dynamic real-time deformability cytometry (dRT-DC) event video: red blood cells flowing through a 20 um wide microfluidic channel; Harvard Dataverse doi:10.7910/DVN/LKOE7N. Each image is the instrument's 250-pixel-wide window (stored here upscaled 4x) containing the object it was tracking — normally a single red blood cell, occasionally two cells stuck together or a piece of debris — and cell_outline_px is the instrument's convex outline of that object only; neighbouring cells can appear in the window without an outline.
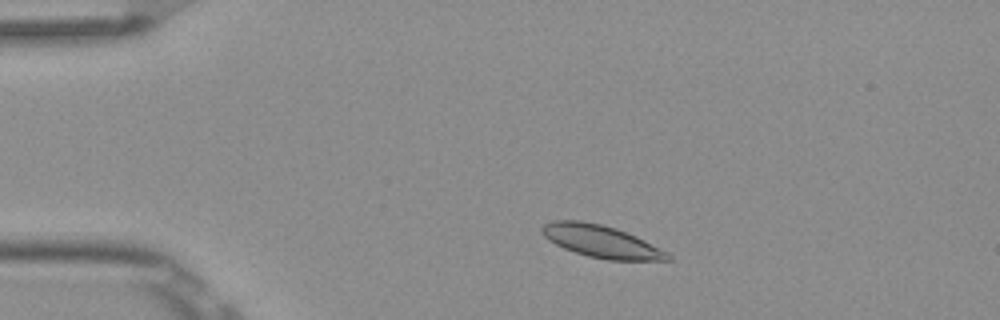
{"species": "Egyptian fruit bat (a non-hibernating species)", "species_latin": "Rousettus aegyptiacus", "temperature_condition": "room temperature", "stored_images_in_passage": 6, "camera_frame_rate_fps": 3000, "um_per_image_px": 0.085, "frame": {"image": 1, "passage_image": 2, "time_ms": 0.333, "image_size_px": [1000, 320], "cell_outline_px": [[672, 260], [608, 260], [588, 256], [564, 248], [548, 240], [544, 236], [540, 228], [544, 224], [552, 220], [580, 220], [600, 224], [616, 228], [636, 236], [668, 252], [672, 256]], "centroid_in_image_um": [51.1, 20.51], "position_along_channel_um": 33.9, "area_um2": 23.64}}
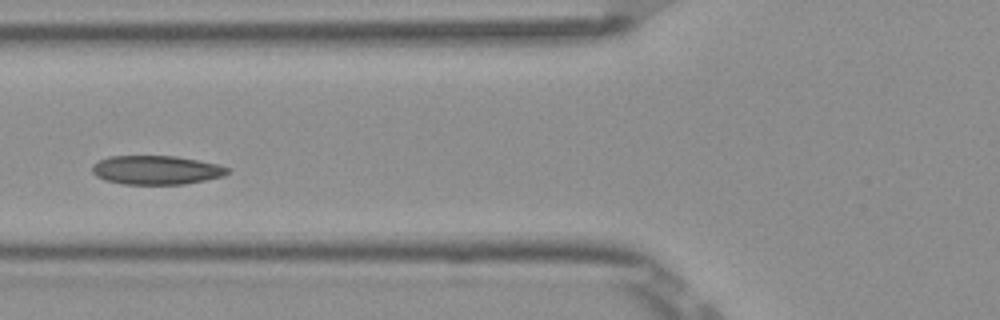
{"frame": {"image": 2, "passage_image": 5, "time_ms": 1.333, "image_size_px": [1000, 320], "cell_outline_px": [[228, 172], [224, 176], [184, 184], [124, 184], [104, 180], [96, 176], [92, 172], [92, 164], [108, 156], [176, 156], [220, 164], [228, 168]], "centroid_in_image_um": [13.27, 14.45], "position_along_channel_um": 112.5, "area_um2": 22.83}}
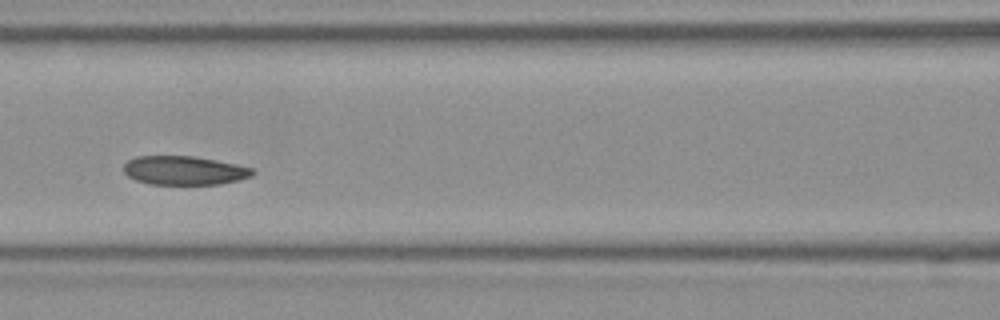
{"frame": {"image": 3, "passage_image": 6, "time_ms": 1.667, "image_size_px": [1000, 320], "cell_outline_px": [[256, 172], [252, 176], [220, 184], [148, 184], [136, 180], [128, 176], [124, 172], [124, 164], [128, 160], [136, 156], [192, 156], [216, 160], [236, 164], [252, 168]], "centroid_in_image_um": [15.65, 14.48], "position_along_channel_um": 151.0, "area_um2": 21.62}}